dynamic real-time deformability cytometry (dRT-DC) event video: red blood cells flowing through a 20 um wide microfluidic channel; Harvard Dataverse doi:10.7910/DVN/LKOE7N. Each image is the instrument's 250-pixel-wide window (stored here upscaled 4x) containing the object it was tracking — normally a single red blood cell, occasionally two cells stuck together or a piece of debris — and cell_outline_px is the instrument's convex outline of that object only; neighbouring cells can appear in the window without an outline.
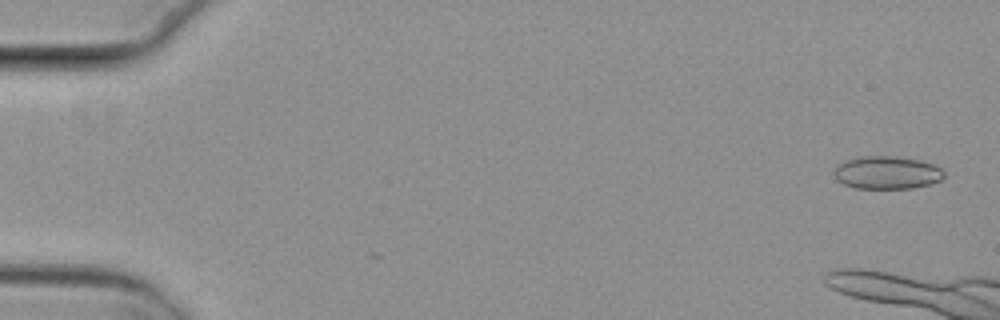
{"species": "common noctule bat (a hibernating species)", "species_latin": "Nyctalus noctula", "temperature_condition": "cold", "stored_images_in_passage": 8, "camera_frame_rate_fps": 3000, "um_per_image_px": 0.085, "animal": {"sex": "female", "body_mass_g": 29.2, "forearm_length_mm": 56.3}, "frame": {"image": 1, "passage_image": 1, "time_ms": 0.0, "image_size_px": [1000, 320], "cell_outline_px": [[944, 176], [940, 180], [928, 184], [912, 188], [856, 188], [844, 184], [836, 180], [832, 172], [840, 164], [848, 160], [860, 156], [896, 156], [920, 160], [932, 164], [940, 168], [944, 172]], "centroid_in_image_um": [75.38, 14.67], "position_along_channel_um": 9.6, "area_um2": 20.92}}